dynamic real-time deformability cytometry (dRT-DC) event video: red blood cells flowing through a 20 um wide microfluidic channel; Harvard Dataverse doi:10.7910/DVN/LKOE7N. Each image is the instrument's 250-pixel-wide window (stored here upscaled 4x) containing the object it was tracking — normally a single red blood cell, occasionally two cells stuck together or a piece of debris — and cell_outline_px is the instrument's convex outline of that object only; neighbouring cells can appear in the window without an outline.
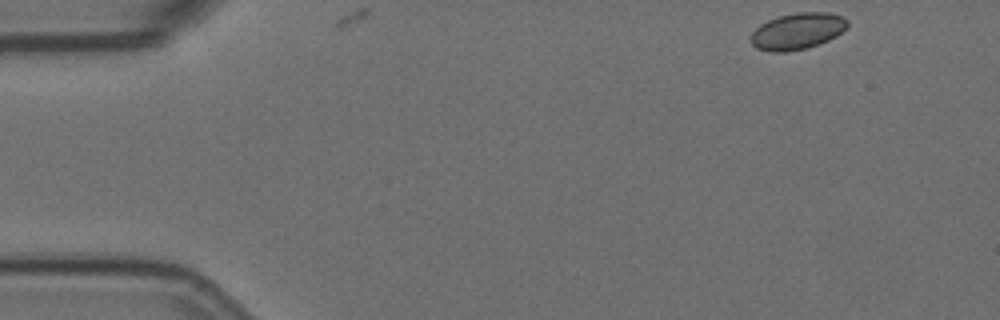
{"species": "Egyptian fruit bat (a non-hibernating species)", "species_latin": "Rousettus aegyptiacus", "temperature_condition": "room temperature", "stored_images_in_passage": 4, "camera_frame_rate_fps": 3000, "um_per_image_px": 0.085, "animal": {"sex": "female"}, "frame": {"image": 1, "passage_image": 1, "time_ms": 0.0, "image_size_px": [1000, 320], "cell_outline_px": [[848, 24], [836, 36], [820, 44], [808, 48], [784, 52], [772, 52], [756, 48], [752, 44], [752, 32], [760, 24], [768, 20], [780, 16], [796, 12], [828, 12], [840, 16], [848, 20]], "centroid_in_image_um": [67.77, 2.65], "position_along_channel_um": 17.2, "area_um2": 20.4}}
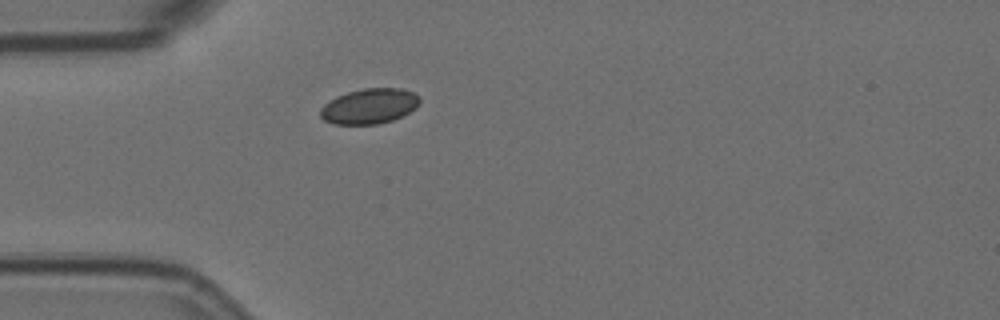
{"frame": {"image": 2, "passage_image": 4, "time_ms": 1.0, "image_size_px": [1000, 320], "cell_outline_px": [[420, 104], [408, 112], [392, 120], [376, 124], [332, 124], [324, 120], [320, 116], [320, 108], [328, 100], [336, 96], [348, 92], [364, 88], [400, 88], [412, 92], [420, 96]], "centroid_in_image_um": [31.37, 9.02], "position_along_channel_um": 53.6, "area_um2": 20.4}}